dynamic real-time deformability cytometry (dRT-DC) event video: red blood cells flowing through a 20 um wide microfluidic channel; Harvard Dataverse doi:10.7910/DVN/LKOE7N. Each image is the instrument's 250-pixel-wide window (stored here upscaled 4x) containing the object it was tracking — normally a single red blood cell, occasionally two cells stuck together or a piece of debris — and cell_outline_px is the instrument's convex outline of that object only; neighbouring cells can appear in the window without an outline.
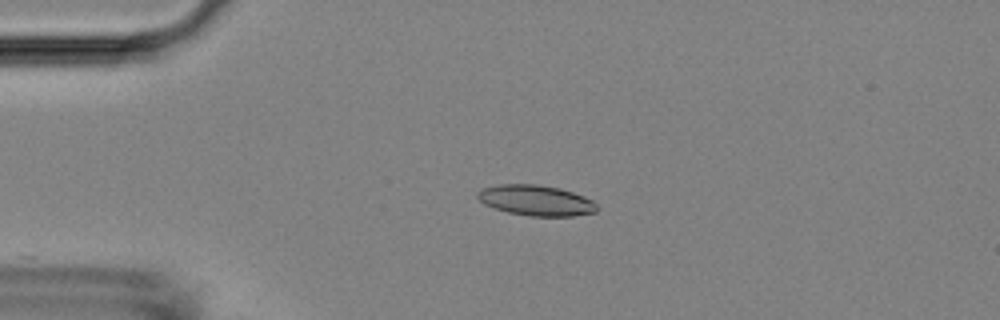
{"species": "Egyptian fruit bat (a non-hibernating species)", "species_latin": "Rousettus aegyptiacus", "temperature_condition": "room temperature", "stored_images_in_passage": 43, "camera_frame_rate_fps": 3000, "um_per_image_px": 0.085, "animal": {"sex": "female"}, "frame": {"image": 1, "passage_image": 2, "time_ms": 0.333, "image_size_px": [1000, 320], "cell_outline_px": [[600, 208], [596, 212], [572, 216], [528, 216], [508, 212], [484, 204], [476, 196], [476, 192], [480, 188], [496, 184], [536, 184], [560, 188], [584, 196], [592, 200]], "centroid_in_image_um": [45.55, 17.02], "position_along_channel_um": 39.5, "area_um2": 21.44}}
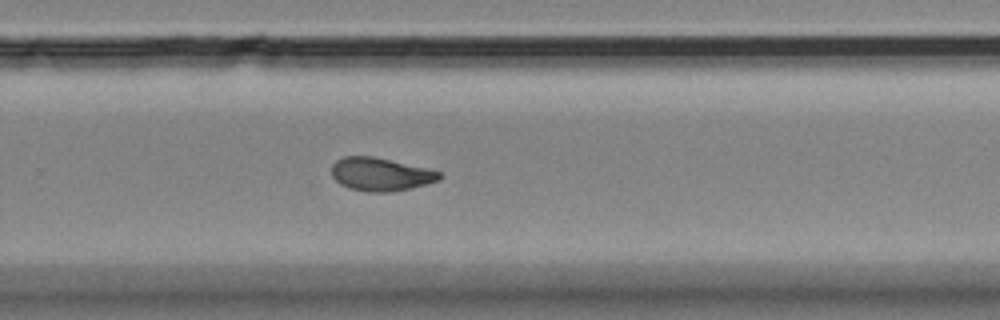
{"frame": {"image": 2, "passage_image": 25, "time_ms": 8.0, "image_size_px": [1000, 320], "cell_outline_px": [[440, 180], [392, 192], [368, 192], [348, 188], [340, 184], [332, 176], [332, 164], [336, 160], [344, 156], [372, 156], [428, 168], [440, 172]], "centroid_in_image_um": [32.31, 14.81], "position_along_channel_um": 297.5, "area_um2": 20.75}}
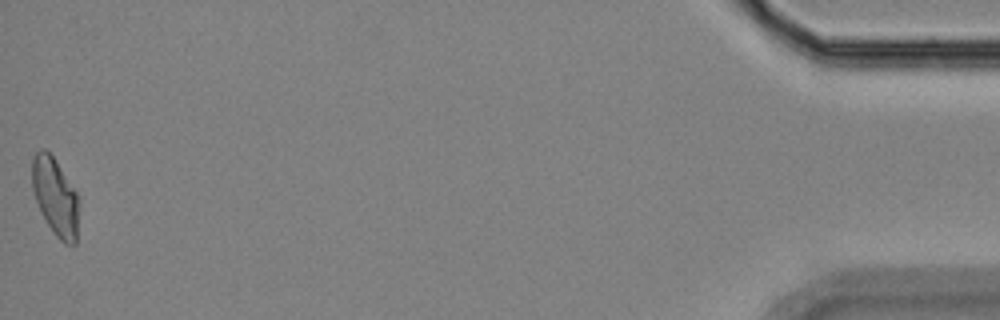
{"frame": {"image": 3, "passage_image": 43, "time_ms": 14.0, "image_size_px": [1000, 320], "cell_outline_px": [[76, 244], [64, 244], [56, 236], [40, 212], [32, 188], [32, 156], [40, 148], [44, 148], [52, 156], [76, 192]], "centroid_in_image_um": [4.64, 16.7], "position_along_channel_um": 430.6, "area_um2": 20.46}, "authors_computed_cell_mechanics": {"area_um2": 20.8658, "velocity_mm_per_s": 3.7379, "shape_relaxation_time_tau1_ms": 8.5311, "shape_relaxation_time_tau2_ms": 5.1117, "deformation_change_tau1": 0.208, "deformation_change_tau2": 0.1083}}